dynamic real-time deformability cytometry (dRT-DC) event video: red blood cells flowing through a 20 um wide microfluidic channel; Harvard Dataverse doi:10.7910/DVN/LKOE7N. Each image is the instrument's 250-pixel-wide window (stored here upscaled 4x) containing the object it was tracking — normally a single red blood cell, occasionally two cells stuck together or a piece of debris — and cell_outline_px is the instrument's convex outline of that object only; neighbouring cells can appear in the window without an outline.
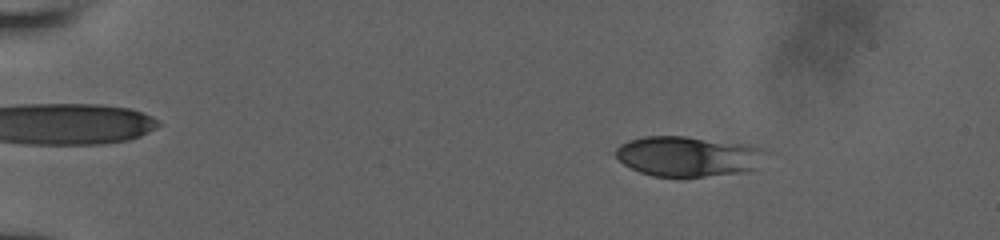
{"species": "human", "species_latin": "Homo sapiens", "temperature_condition": "room temperature", "stored_images_in_passage": 35, "camera_frame_rate_fps": 3000, "um_per_image_px": 0.085, "donor": {"sex": "male"}, "frame": {"image": 1, "passage_image": 10, "time_ms": 3.0, "image_size_px": [1000, 240], "cell_outline_px": [[768, 152], [748, 172], [680, 180], [652, 176], [640, 172], [624, 164], [616, 156], [616, 148], [620, 144], [628, 140], [644, 136], [684, 136], [748, 144], [764, 148]], "centroid_in_image_um": [58.47, 13.32], "position_along_channel_um": 26.5, "area_um2": 36.01}}
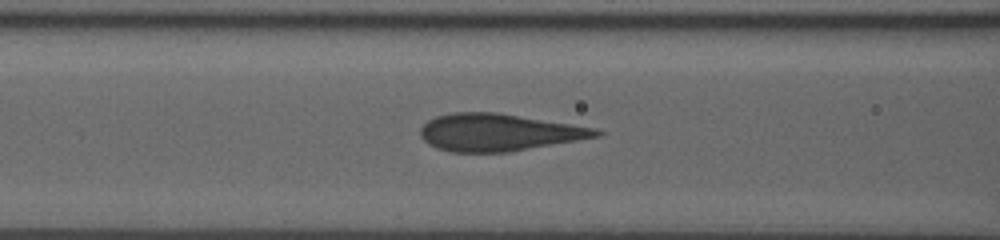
{"frame": {"image": 2, "passage_image": 24, "time_ms": 8.333, "image_size_px": [1000, 240], "cell_outline_px": [[604, 132], [600, 136], [508, 152], [448, 152], [436, 148], [428, 144], [420, 136], [420, 128], [428, 120], [436, 116], [452, 112], [496, 112], [596, 128]], "centroid_in_image_um": [42.34, 11.25], "position_along_channel_um": 124.3, "area_um2": 38.03}}
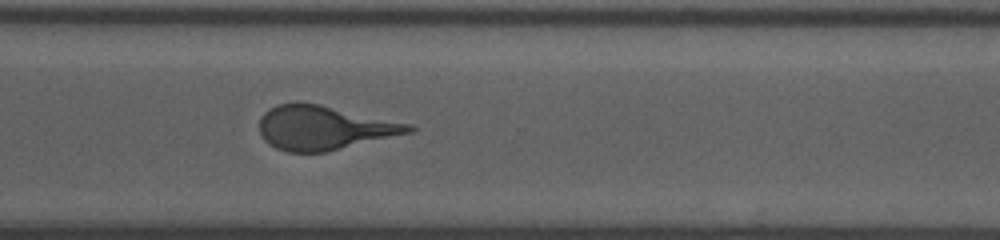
{"frame": {"image": 3, "passage_image": 35, "time_ms": 14.0, "image_size_px": [1000, 240], "cell_outline_px": [[416, 128], [412, 132], [324, 152], [288, 152], [276, 148], [264, 140], [260, 132], [260, 116], [264, 112], [276, 104], [320, 104], [412, 124]], "centroid_in_image_um": [27.54, 10.86], "position_along_channel_um": 343.1, "area_um2": 37.86}}